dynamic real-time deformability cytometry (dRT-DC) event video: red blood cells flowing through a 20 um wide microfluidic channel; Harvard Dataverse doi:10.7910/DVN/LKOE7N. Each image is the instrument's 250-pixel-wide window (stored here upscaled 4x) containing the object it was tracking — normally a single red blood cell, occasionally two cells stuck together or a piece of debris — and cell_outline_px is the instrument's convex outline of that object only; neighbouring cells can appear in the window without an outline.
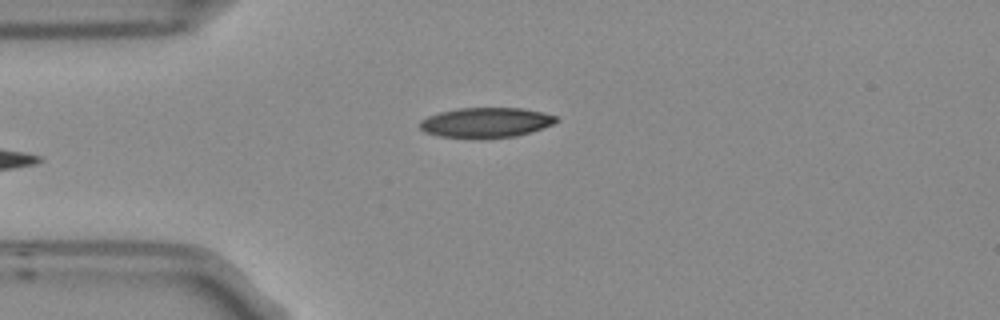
{"species": "Egyptian fruit bat (a non-hibernating species)", "species_latin": "Rousettus aegyptiacus", "temperature_condition": "room temperature", "stored_images_in_passage": 4, "camera_frame_rate_fps": 3000, "um_per_image_px": 0.085, "frame": {"image": 1, "passage_image": 4, "time_ms": 1.0, "image_size_px": [1000, 320], "cell_outline_px": [[560, 120], [552, 124], [516, 136], [440, 136], [424, 132], [420, 128], [420, 120], [428, 116], [440, 112], [456, 108], [520, 108], [540, 112], [556, 116]], "centroid_in_image_um": [41.28, 10.38], "position_along_channel_um": 43.7, "area_um2": 22.95}}